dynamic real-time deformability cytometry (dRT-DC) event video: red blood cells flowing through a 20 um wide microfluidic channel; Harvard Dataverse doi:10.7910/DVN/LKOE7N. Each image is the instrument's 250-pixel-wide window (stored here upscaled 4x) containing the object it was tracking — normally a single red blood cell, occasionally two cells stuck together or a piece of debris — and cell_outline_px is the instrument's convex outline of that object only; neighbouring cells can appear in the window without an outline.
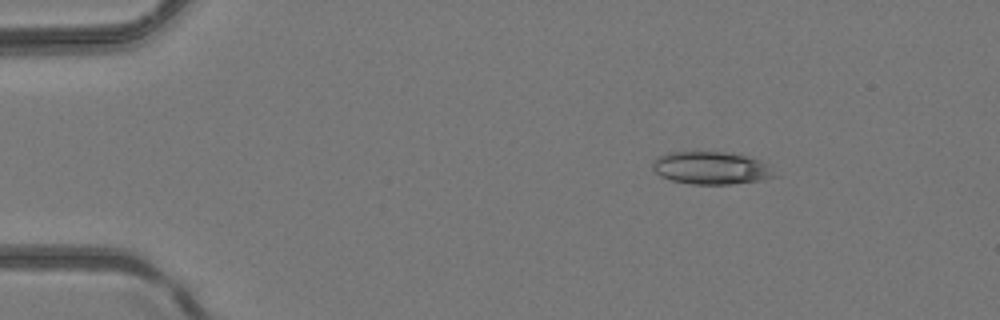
{"species": "common noctule bat (a hibernating species)", "species_latin": "Nyctalus noctula", "temperature_condition": "room temperature", "stored_images_in_passage": 42, "camera_frame_rate_fps": 3000, "um_per_image_px": 0.085, "animal": {"sex": "female", "body_mass_g": 24.6, "forearm_length_mm": 56.2}, "frame": {"image": 1, "passage_image": 1, "time_ms": 0.0, "image_size_px": [1000, 320], "cell_outline_px": [[776, 176], [764, 180], [732, 184], [692, 184], [672, 180], [660, 176], [652, 168], [652, 160], [668, 152], [724, 152], [744, 156], [768, 164]], "centroid_in_image_um": [60.42, 14.29], "position_along_channel_um": 24.6, "area_um2": 23.0}}
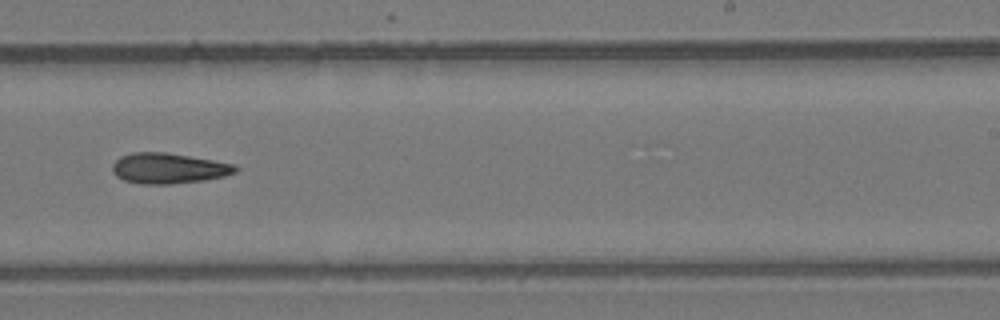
{"frame": {"image": 2, "passage_image": 24, "time_ms": 7.667, "image_size_px": [1000, 320], "cell_outline_px": [[240, 168], [236, 172], [224, 176], [204, 180], [168, 184], [144, 184], [124, 180], [116, 176], [112, 172], [112, 164], [120, 156], [132, 152], [164, 152], [212, 160], [232, 164]], "centroid_in_image_um": [14.29, 14.3], "position_along_channel_um": 274.7, "area_um2": 21.73}}
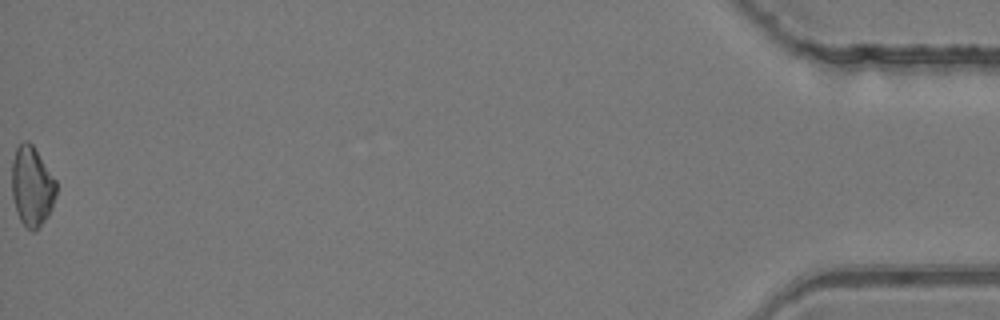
{"frame": {"image": 3, "passage_image": 42, "time_ms": 13.667, "image_size_px": [1000, 320], "cell_outline_px": [[56, 196], [52, 208], [48, 216], [36, 232], [32, 232], [20, 220], [16, 212], [12, 196], [12, 160], [16, 148], [24, 140], [28, 140], [32, 144], [56, 180]], "centroid_in_image_um": [2.71, 15.86], "position_along_channel_um": 432.5, "area_um2": 20.81}}